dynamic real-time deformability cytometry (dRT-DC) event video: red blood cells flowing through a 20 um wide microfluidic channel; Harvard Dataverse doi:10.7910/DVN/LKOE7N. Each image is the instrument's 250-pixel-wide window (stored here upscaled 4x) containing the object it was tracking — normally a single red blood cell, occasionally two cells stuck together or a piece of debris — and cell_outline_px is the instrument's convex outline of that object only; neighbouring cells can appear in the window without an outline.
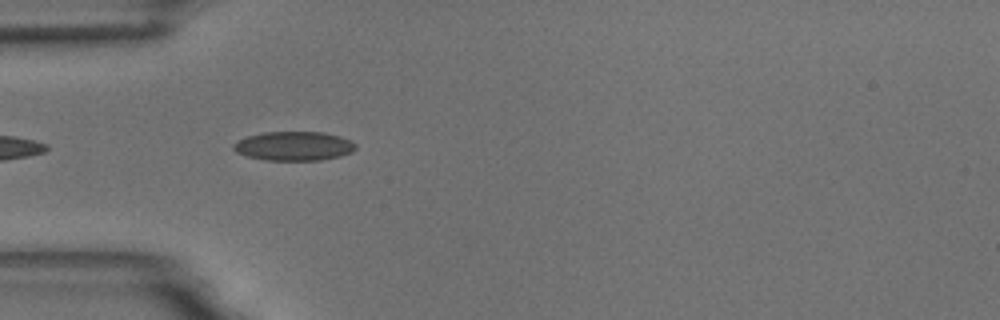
{"species": "common noctule bat (a hibernating species)", "species_latin": "Nyctalus noctula", "temperature_condition": "room temperature", "stored_images_in_passage": 7, "camera_frame_rate_fps": 3000, "um_per_image_px": 0.085, "animal": {"sex": "male", "body_mass_g": 18.8}, "frame": {"image": 1, "passage_image": 3, "time_ms": 0.667, "image_size_px": [1000, 320], "cell_outline_px": [[356, 148], [352, 152], [340, 156], [320, 160], [264, 160], [248, 156], [236, 152], [232, 148], [232, 144], [236, 140], [248, 136], [264, 132], [324, 132], [340, 136], [356, 144]], "centroid_in_image_um": [24.96, 12.41], "position_along_channel_um": 60.0, "area_um2": 20.75}}